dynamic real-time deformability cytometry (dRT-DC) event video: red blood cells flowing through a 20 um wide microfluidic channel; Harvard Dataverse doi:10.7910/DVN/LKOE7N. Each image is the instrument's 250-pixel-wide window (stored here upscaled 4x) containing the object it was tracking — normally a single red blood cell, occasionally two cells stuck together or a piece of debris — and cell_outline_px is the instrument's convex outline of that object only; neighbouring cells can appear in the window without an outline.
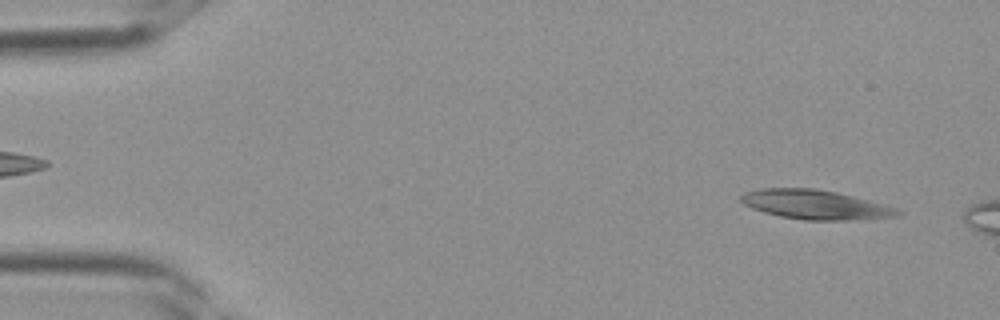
{"species": "Egyptian fruit bat (a non-hibernating species)", "species_latin": "Rousettus aegyptiacus", "temperature_condition": "room temperature", "stored_images_in_passage": 10, "camera_frame_rate_fps": 3000, "um_per_image_px": 0.085, "frame": {"image": 1, "passage_image": 2, "time_ms": 0.333, "image_size_px": [1000, 320], "cell_outline_px": [[904, 212], [900, 216], [848, 220], [804, 220], [780, 216], [764, 212], [752, 208], [744, 204], [740, 200], [740, 196], [744, 192], [764, 188], [812, 188], [836, 192], [852, 196], [896, 208]], "centroid_in_image_um": [69.28, 17.4], "position_along_channel_um": 15.7, "area_um2": 26.53}}